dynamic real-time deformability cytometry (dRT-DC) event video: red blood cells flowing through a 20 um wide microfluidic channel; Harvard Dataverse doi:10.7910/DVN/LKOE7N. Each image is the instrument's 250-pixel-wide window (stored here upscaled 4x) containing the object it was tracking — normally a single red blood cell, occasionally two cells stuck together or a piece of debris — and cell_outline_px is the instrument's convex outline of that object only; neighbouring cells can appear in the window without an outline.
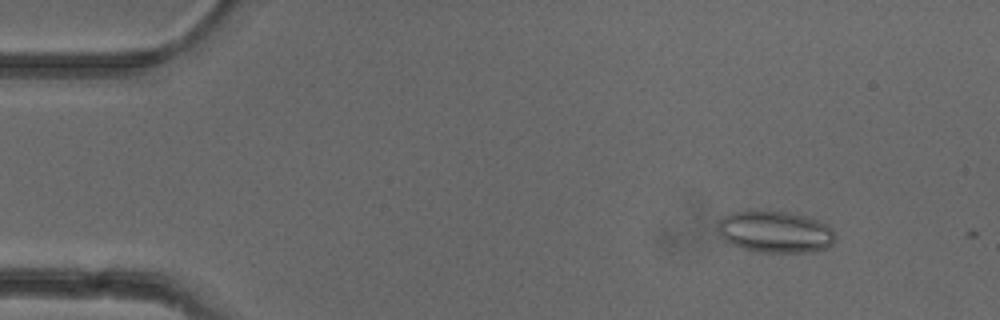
{"species": "common noctule bat (a hibernating species)", "species_latin": "Nyctalus noctula", "temperature_condition": "cold", "stored_images_in_passage": 7, "camera_frame_rate_fps": 3000, "um_per_image_px": 0.085, "animal": {"sex": "female"}, "frame": {"image": 1, "passage_image": 6, "time_ms": 1.667, "image_size_px": [1000, 320], "cell_outline_px": [[836, 240], [828, 248], [808, 252], [756, 252], [740, 248], [728, 244], [716, 232], [716, 224], [724, 216], [732, 212], [792, 212], [808, 216], [828, 224], [832, 228], [836, 236]], "centroid_in_image_um": [65.89, 19.73], "position_along_channel_um": 19.1, "area_um2": 29.02}}